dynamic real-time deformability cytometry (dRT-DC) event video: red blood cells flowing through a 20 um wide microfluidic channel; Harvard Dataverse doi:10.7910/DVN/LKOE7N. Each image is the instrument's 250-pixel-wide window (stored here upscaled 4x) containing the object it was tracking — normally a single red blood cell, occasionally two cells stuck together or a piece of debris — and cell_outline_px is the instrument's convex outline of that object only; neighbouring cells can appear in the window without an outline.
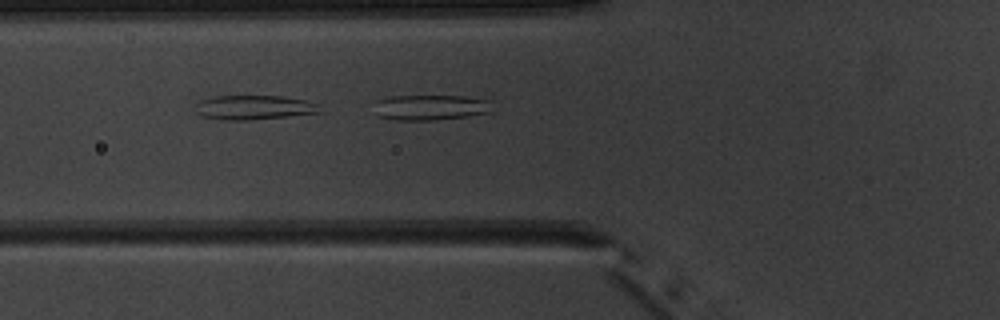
{"species": "common noctule bat (a hibernating species)", "species_latin": "Nyctalus noctula", "temperature_condition": "warm", "stored_images_in_passage": 6, "camera_frame_rate_fps": 3000, "um_per_image_px": 0.085, "animal": {"sex": "male", "body_mass_g": 20.1, "forearm_length_mm": 53.5}, "frame": {"image": 1, "passage_image": 6, "time_ms": 6.333, "image_size_px": [1000, 320], "cell_outline_px": [[492, 112], [468, 116], [432, 120], [400, 120], [376, 116], [372, 112], [376, 100], [388, 96], [464, 96], [492, 100]], "centroid_in_image_um": [36.57, 9.12], "position_along_channel_um": 89.2, "area_um2": 17.86}}